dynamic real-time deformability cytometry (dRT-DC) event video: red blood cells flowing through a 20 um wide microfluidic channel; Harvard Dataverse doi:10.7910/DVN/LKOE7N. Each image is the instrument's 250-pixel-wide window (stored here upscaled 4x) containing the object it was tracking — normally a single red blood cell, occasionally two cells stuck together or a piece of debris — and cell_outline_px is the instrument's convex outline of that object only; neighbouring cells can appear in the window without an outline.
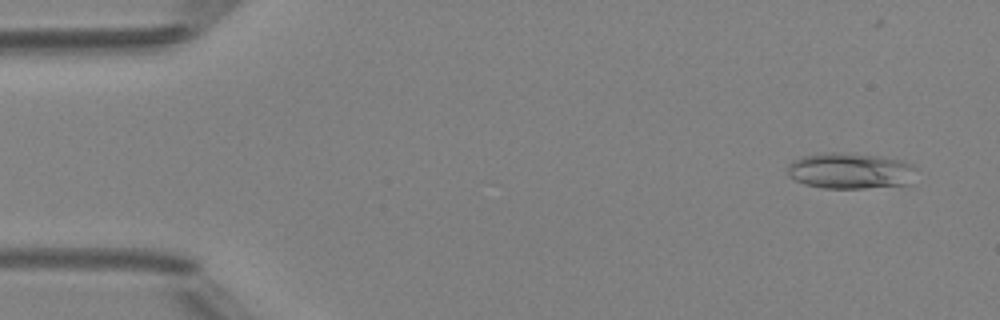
{"species": "Egyptian fruit bat (a non-hibernating species)", "species_latin": "Rousettus aegyptiacus", "temperature_condition": "room temperature", "stored_images_in_passage": 49, "camera_frame_rate_fps": 3000, "um_per_image_px": 0.085, "animal": {"sex": "female"}, "frame": {"image": 1, "passage_image": 3, "time_ms": 0.667, "image_size_px": [1000, 320], "cell_outline_px": [[916, 168], [908, 184], [864, 188], [824, 188], [804, 184], [796, 180], [788, 172], [788, 164], [804, 156], [832, 152], [876, 156], [900, 160], [912, 164]], "centroid_in_image_um": [72.28, 14.53], "position_along_channel_um": 12.7, "area_um2": 26.36}}
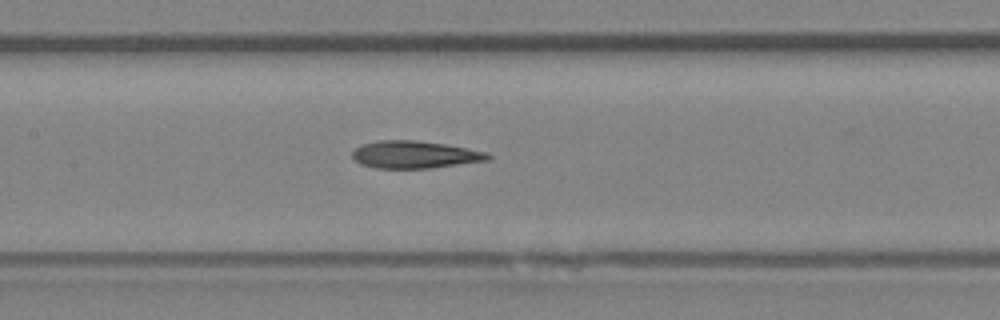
{"frame": {"image": 2, "passage_image": 23, "time_ms": 7.333, "image_size_px": [1000, 320], "cell_outline_px": [[492, 156], [488, 160], [428, 168], [376, 168], [360, 164], [352, 156], [352, 152], [356, 148], [364, 144], [380, 140], [416, 140], [444, 144], [488, 152]], "centroid_in_image_um": [35.25, 13.14], "position_along_channel_um": 172.1, "area_um2": 21.39}}
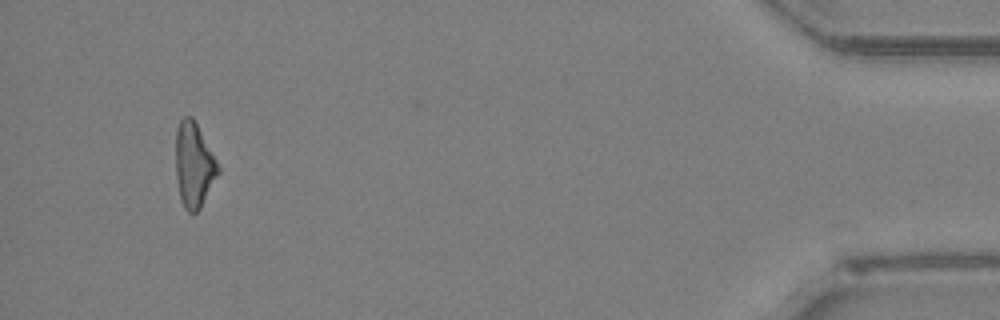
{"frame": {"image": 3, "passage_image": 46, "time_ms": 15.0, "image_size_px": [1000, 320], "cell_outline_px": [[220, 172], [200, 208], [196, 212], [188, 212], [184, 208], [180, 200], [176, 176], [176, 128], [180, 120], [184, 116], [192, 116], [216, 160], [220, 168]], "centroid_in_image_um": [16.47, 14.04], "position_along_channel_um": 418.7, "area_um2": 20.81}, "authors_computed_cell_mechanics": {"area_um2": 21.675, "velocity_mm_per_s": 4.2114, "shape_relaxation_time_tau1_ms": null, "shape_relaxation_time_tau2_ms": 4.6537, "deformation_change_tau1": null, "deformation_change_tau2": 0.1685}}